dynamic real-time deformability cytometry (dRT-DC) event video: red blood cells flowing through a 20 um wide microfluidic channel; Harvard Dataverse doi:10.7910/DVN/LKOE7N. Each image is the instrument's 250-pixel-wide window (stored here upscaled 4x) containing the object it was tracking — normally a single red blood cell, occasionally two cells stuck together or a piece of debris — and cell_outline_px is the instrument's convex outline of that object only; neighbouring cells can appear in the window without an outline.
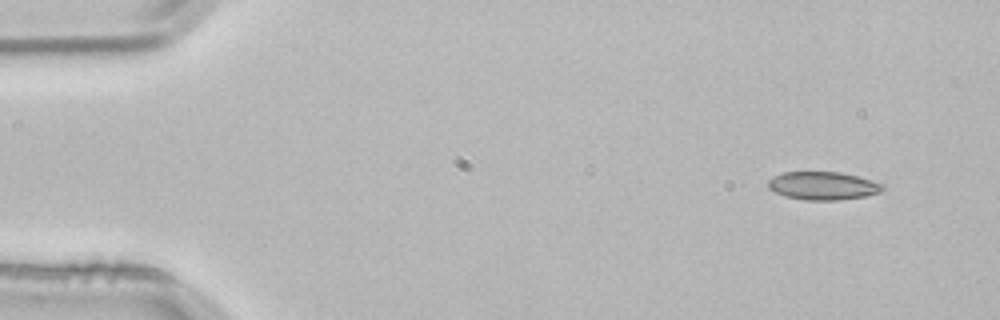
{"species": "common noctule bat (a hibernating species)", "species_latin": "Nyctalus noctula", "temperature_condition": "room temperature", "stored_images_in_passage": 3, "camera_frame_rate_fps": 3000, "um_per_image_px": 0.085, "animal": {"sex": "male", "body_mass_g": 21.5, "forearm_length_mm": 52.0}, "frame": {"image": 1, "passage_image": 1, "time_ms": 0.0, "image_size_px": [1000, 320], "cell_outline_px": [[884, 188], [880, 192], [864, 196], [836, 200], [804, 200], [784, 196], [768, 188], [768, 180], [772, 176], [780, 172], [840, 172], [856, 176], [884, 184]], "centroid_in_image_um": [69.9, 15.78], "position_along_channel_um": 15.1, "area_um2": 18.73}}